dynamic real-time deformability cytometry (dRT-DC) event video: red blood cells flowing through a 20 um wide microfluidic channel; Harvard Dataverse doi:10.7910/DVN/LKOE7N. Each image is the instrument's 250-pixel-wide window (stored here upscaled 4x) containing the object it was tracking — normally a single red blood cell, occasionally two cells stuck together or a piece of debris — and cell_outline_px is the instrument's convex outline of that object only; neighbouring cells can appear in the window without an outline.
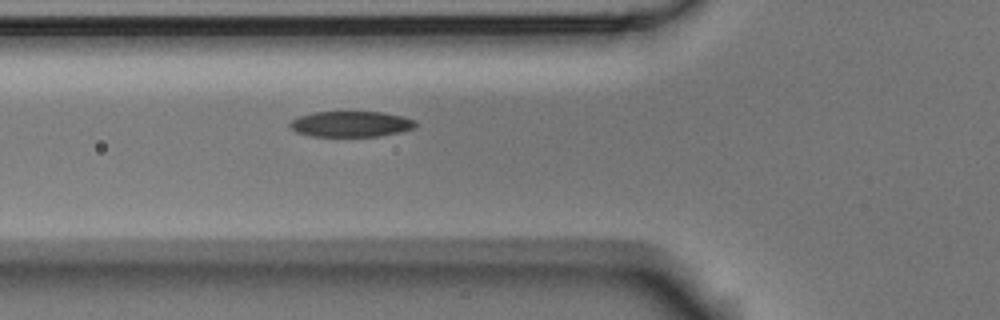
{"species": "Egyptian fruit bat (a non-hibernating species)", "species_latin": "Rousettus aegyptiacus", "temperature_condition": "room temperature", "stored_images_in_passage": 6, "camera_frame_rate_fps": 3000, "um_per_image_px": 0.085, "animal": {"sex": "male"}, "frame": {"image": 1, "passage_image": 6, "time_ms": 1.667, "image_size_px": [1000, 320], "cell_outline_px": [[416, 124], [412, 128], [400, 132], [376, 136], [312, 136], [296, 132], [288, 128], [288, 124], [292, 120], [300, 116], [312, 112], [384, 112], [404, 116], [416, 120]], "centroid_in_image_um": [29.81, 10.53], "position_along_channel_um": 96.0, "area_um2": 18.84}}